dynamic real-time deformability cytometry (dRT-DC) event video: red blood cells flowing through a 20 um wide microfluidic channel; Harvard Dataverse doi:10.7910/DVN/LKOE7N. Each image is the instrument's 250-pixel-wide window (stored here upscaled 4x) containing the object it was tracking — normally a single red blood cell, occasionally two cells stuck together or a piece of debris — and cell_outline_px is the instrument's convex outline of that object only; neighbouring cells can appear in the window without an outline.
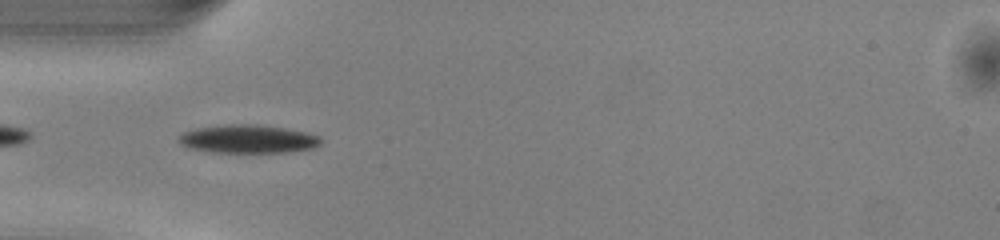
{"species": "common noctule bat (a hibernating species)", "species_latin": "Nyctalus noctula", "temperature_condition": "warm", "stored_images_in_passage": 37, "camera_frame_rate_fps": 3000, "um_per_image_px": 0.085, "animal": {"sex": "male", "body_mass_g": 13.0, "forearm_length_mm": 53.1}, "frame": {"image": 1, "passage_image": 3, "time_ms": 0.667, "image_size_px": [1000, 240], "cell_outline_px": [[320, 144], [312, 148], [288, 152], [216, 152], [192, 148], [180, 144], [176, 140], [184, 132], [196, 128], [224, 124], [256, 124], [284, 128], [304, 132], [320, 136]], "centroid_in_image_um": [21.06, 11.8], "position_along_channel_um": 63.9, "area_um2": 23.24}}
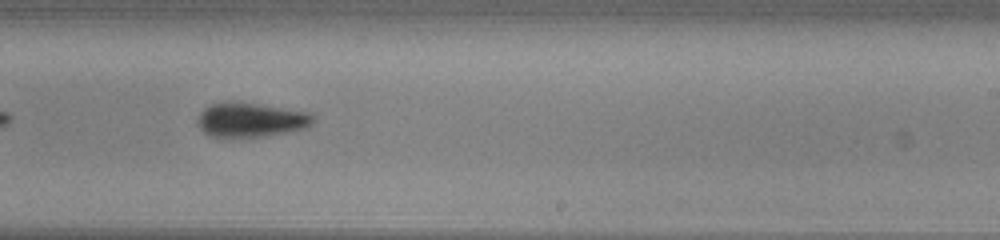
{"frame": {"image": 2, "passage_image": 18, "time_ms": 5.667, "image_size_px": [1000, 240], "cell_outline_px": [[316, 116], [312, 124], [308, 128], [268, 136], [212, 136], [204, 132], [196, 124], [200, 112], [204, 108], [220, 100], [232, 100], [260, 104], [312, 112]], "centroid_in_image_um": [21.36, 10.15], "position_along_channel_um": 267.6, "area_um2": 23.64}}
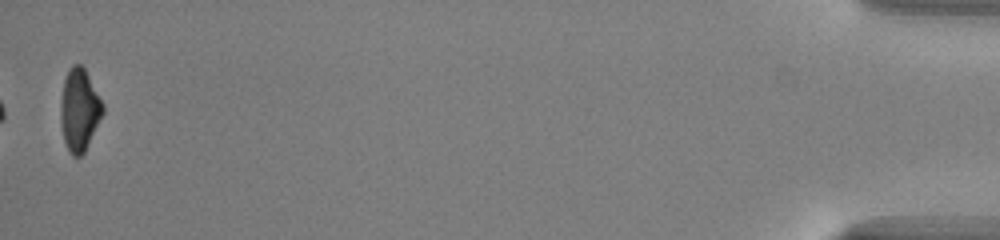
{"frame": {"image": 3, "passage_image": 37, "time_ms": 12.0, "image_size_px": [1000, 240], "cell_outline_px": [[104, 112], [84, 152], [80, 156], [72, 156], [68, 152], [64, 140], [60, 124], [60, 104], [64, 80], [72, 64], [80, 64], [84, 68], [104, 104]], "centroid_in_image_um": [6.74, 9.36], "position_along_channel_um": 428.5, "area_um2": 20.17}, "authors_computed_cell_mechanics": {"area_um2": 22.4264, "velocity_mm_per_s": 4.095, "shape_relaxation_time_tau1_ms": 1.6305, "shape_relaxation_time_tau2_ms": null, "deformation_change_tau1": 0.1499, "deformation_change_tau2": null}}